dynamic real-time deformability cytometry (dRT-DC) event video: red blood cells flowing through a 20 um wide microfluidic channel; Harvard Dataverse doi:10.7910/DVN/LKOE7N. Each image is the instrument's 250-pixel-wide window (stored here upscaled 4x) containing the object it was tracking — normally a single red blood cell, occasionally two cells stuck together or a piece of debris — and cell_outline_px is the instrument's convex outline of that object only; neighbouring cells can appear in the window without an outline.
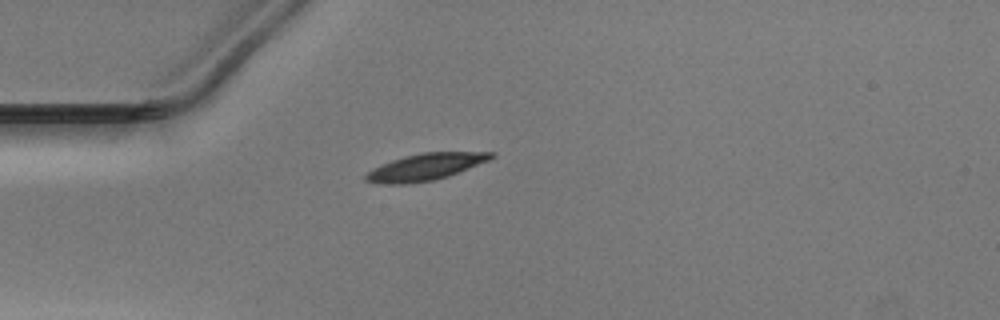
{"species": "Egyptian fruit bat (a non-hibernating species)", "species_latin": "Rousettus aegyptiacus", "temperature_condition": "warm", "stored_images_in_passage": 39, "camera_frame_rate_fps": 3000, "um_per_image_px": 0.085, "animal": {"sex": "male"}, "frame": {"image": 1, "passage_image": 1, "time_ms": 0.0, "image_size_px": [1000, 320], "cell_outline_px": [[496, 156], [488, 160], [448, 176], [432, 180], [404, 184], [380, 184], [364, 180], [364, 176], [372, 168], [392, 160], [404, 156], [424, 152], [496, 152]], "centroid_in_image_um": [36.13, 14.18], "position_along_channel_um": 48.9, "area_um2": 19.36}}
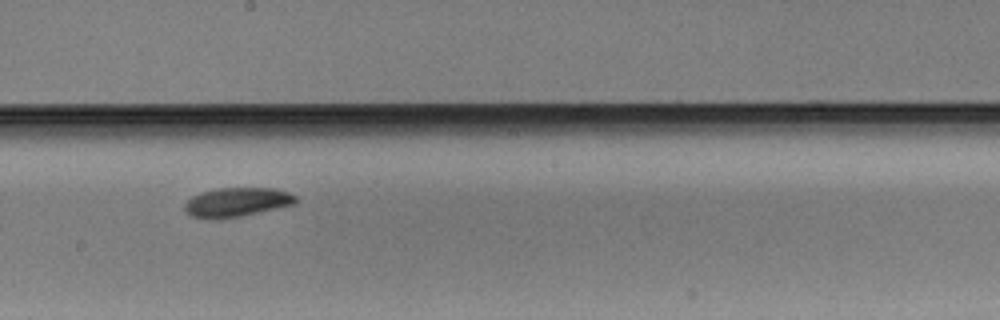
{"frame": {"image": 2, "passage_image": 16, "time_ms": 5.0, "image_size_px": [1000, 320], "cell_outline_px": [[296, 204], [240, 216], [212, 220], [188, 216], [184, 208], [184, 204], [192, 196], [200, 192], [216, 188], [276, 188], [288, 192], [296, 196]], "centroid_in_image_um": [20.09, 17.19], "position_along_channel_um": 228.1, "area_um2": 19.07}}
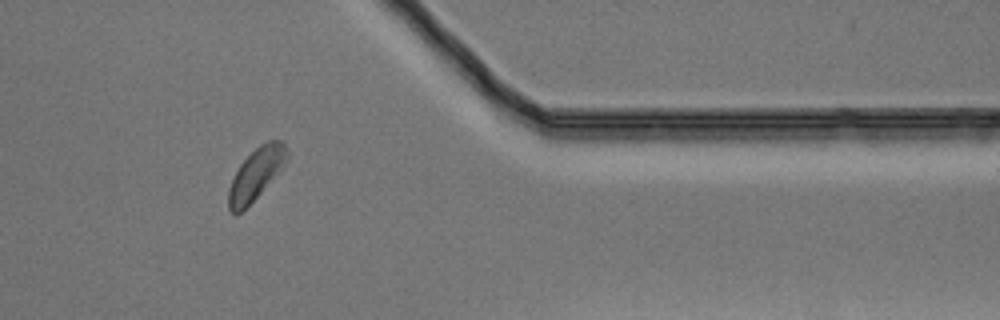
{"frame": {"image": 3, "passage_image": 30, "time_ms": 9.667, "image_size_px": [1000, 320], "cell_outline_px": [[288, 156], [280, 172], [236, 216], [228, 208], [228, 188], [240, 164], [260, 144], [268, 140], [284, 140], [288, 152]], "centroid_in_image_um": [21.78, 14.76], "position_along_channel_um": 389.6, "area_um2": 17.28}}